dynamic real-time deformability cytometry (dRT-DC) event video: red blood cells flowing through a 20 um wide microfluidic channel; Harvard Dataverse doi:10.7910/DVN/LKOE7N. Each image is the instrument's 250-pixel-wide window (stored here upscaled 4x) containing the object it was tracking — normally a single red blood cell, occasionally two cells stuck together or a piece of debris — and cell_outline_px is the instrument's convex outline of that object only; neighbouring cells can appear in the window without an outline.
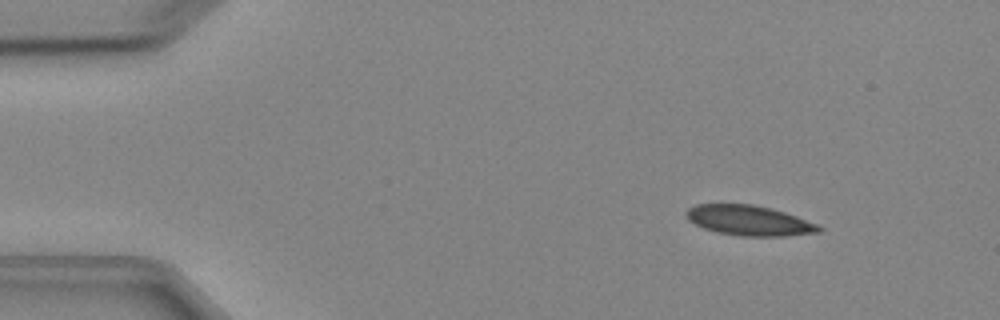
{"species": "Egyptian fruit bat (a non-hibernating species)", "species_latin": "Rousettus aegyptiacus", "temperature_condition": "cold", "stored_images_in_passage": 4, "camera_frame_rate_fps": 3000, "um_per_image_px": 0.085, "animal": {"sex": "female"}, "frame": {"image": 1, "passage_image": 2, "time_ms": 1.333, "image_size_px": [1000, 320], "cell_outline_px": [[824, 228], [820, 232], [784, 236], [740, 236], [716, 232], [704, 228], [688, 220], [684, 216], [684, 212], [688, 208], [696, 204], [752, 204], [772, 208], [796, 216], [816, 224]], "centroid_in_image_um": [63.64, 18.74], "position_along_channel_um": 21.4, "area_um2": 23.35}}